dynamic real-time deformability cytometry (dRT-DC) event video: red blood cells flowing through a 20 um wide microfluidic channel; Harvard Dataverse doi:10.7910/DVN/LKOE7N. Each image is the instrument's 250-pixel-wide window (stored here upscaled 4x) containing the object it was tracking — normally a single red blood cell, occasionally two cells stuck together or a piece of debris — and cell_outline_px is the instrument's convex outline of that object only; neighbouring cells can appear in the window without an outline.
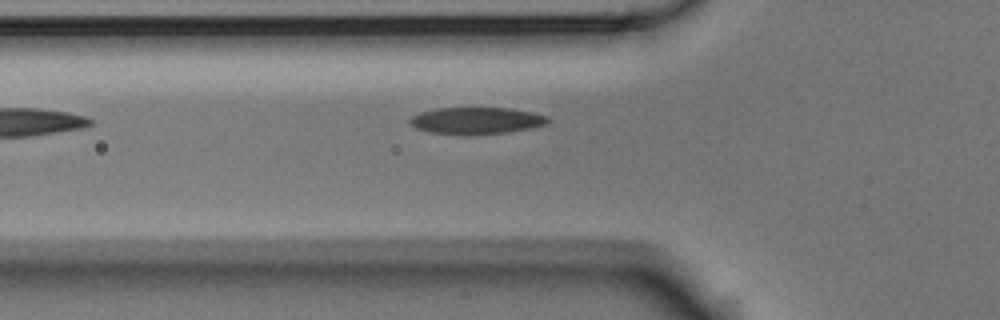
{"species": "Egyptian fruit bat (a non-hibernating species)", "species_latin": "Rousettus aegyptiacus", "temperature_condition": "room temperature", "stored_images_in_passage": 2, "camera_frame_rate_fps": 3000, "um_per_image_px": 0.085, "animal": {"sex": "male"}, "frame": {"image": 1, "passage_image": 2, "time_ms": 0.333, "image_size_px": [1000, 320], "cell_outline_px": [[552, 120], [548, 124], [532, 128], [508, 132], [432, 132], [416, 128], [408, 124], [408, 120], [412, 116], [420, 112], [440, 108], [508, 108], [532, 112], [548, 116]], "centroid_in_image_um": [40.55, 10.21], "position_along_channel_um": 85.2, "area_um2": 20.81}}